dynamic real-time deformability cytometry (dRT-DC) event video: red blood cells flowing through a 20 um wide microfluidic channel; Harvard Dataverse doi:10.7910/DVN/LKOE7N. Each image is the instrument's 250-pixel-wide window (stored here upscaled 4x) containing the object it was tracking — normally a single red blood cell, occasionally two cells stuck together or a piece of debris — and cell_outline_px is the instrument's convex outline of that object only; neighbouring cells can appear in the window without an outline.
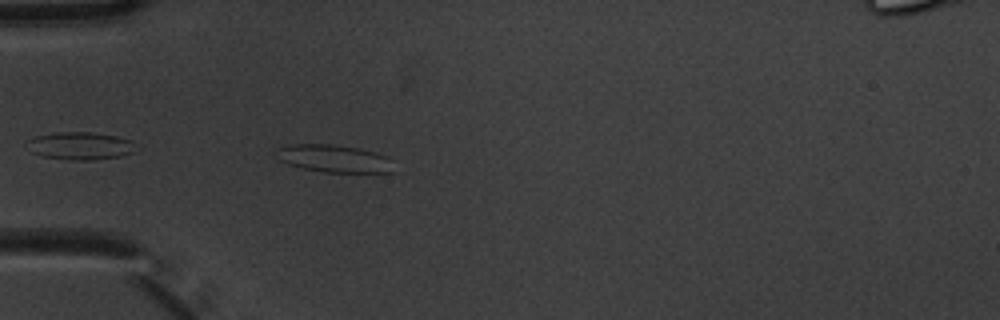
{"species": "common noctule bat (a hibernating species)", "species_latin": "Nyctalus noctula", "temperature_condition": "warm", "stored_images_in_passage": 3, "camera_frame_rate_fps": 3000, "um_per_image_px": 0.085, "animal": {"sex": "male", "body_mass_g": 20.1, "forearm_length_mm": 53.5}, "frame": {"image": 1, "passage_image": 3, "time_ms": 0.667, "image_size_px": [1000, 320], "cell_outline_px": [[392, 172], [324, 172], [304, 168], [288, 164], [280, 160], [272, 152], [276, 148], [288, 144], [332, 144], [360, 148], [376, 152], [388, 156]], "centroid_in_image_um": [28.31, 13.45], "position_along_channel_um": 56.7, "area_um2": 18.9}}